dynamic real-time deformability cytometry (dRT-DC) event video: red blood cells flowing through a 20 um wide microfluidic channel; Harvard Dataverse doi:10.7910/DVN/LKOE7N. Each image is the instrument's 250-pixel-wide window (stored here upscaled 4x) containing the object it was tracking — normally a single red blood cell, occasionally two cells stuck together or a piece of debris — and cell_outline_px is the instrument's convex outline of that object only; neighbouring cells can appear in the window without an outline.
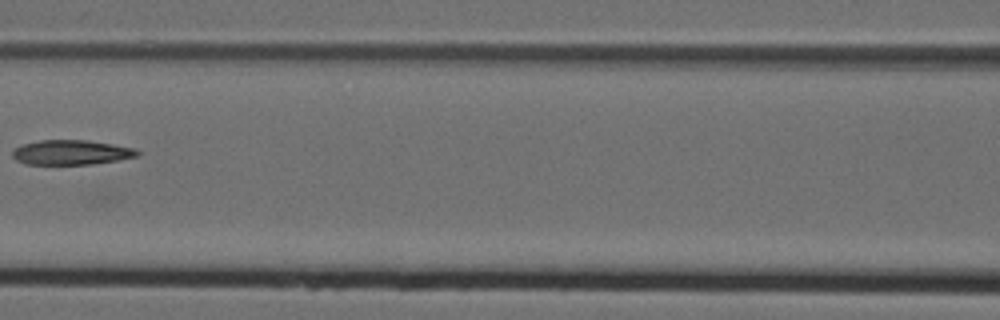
{"species": "Egyptian fruit bat (a non-hibernating species)", "species_latin": "Rousettus aegyptiacus", "temperature_condition": "cold", "stored_images_in_passage": 5, "camera_frame_rate_fps": 3000, "um_per_image_px": 0.085, "animal": {"sex": "female"}, "frame": {"image": 1, "passage_image": 5, "time_ms": 1.333, "image_size_px": [1000, 320], "cell_outline_px": [[140, 156], [92, 164], [24, 164], [16, 160], [12, 156], [12, 152], [16, 148], [24, 144], [40, 140], [88, 140], [136, 148], [140, 152]], "centroid_in_image_um": [6.08, 12.95], "position_along_channel_um": 160.5, "area_um2": 17.98}}